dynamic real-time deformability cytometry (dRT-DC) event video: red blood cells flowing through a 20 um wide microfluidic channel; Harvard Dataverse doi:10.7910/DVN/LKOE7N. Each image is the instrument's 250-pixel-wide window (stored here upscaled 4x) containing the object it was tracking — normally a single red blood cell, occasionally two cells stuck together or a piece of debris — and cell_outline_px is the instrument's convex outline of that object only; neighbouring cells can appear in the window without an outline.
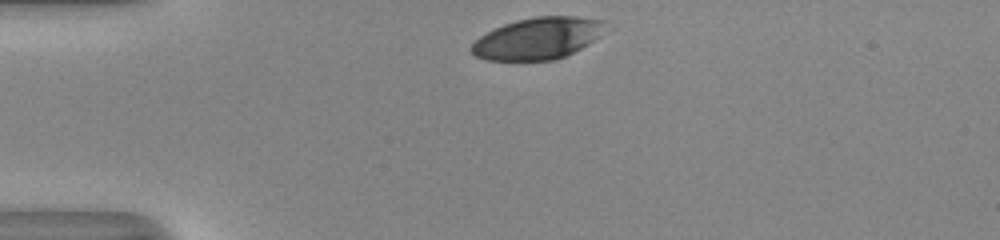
{"species": "human", "species_latin": "Homo sapiens", "temperature_condition": "room temperature", "stored_images_in_passage": 30, "camera_frame_rate_fps": 3000, "um_per_image_px": 0.085, "donor": {"sex": "male"}, "frame": {"image": 1, "passage_image": 1, "time_ms": 0.0, "image_size_px": [1000, 240], "cell_outline_px": [[604, 20], [596, 36], [588, 44], [556, 60], [484, 60], [476, 56], [468, 48], [480, 36], [504, 24], [516, 20], [536, 16], [576, 16]], "centroid_in_image_um": [45.62, 3.27], "position_along_channel_um": 39.4, "area_um2": 31.91}}
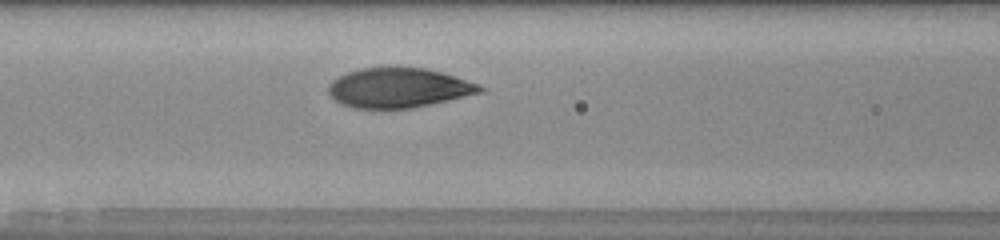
{"frame": {"image": 2, "passage_image": 11, "time_ms": 3.333, "image_size_px": [1000, 240], "cell_outline_px": [[484, 92], [432, 104], [412, 108], [356, 108], [340, 104], [328, 92], [328, 84], [332, 80], [348, 72], [360, 68], [392, 64], [396, 64], [424, 68], [444, 72], [476, 84], [484, 88]], "centroid_in_image_um": [33.86, 7.42], "position_along_channel_um": 132.7, "area_um2": 35.78}}
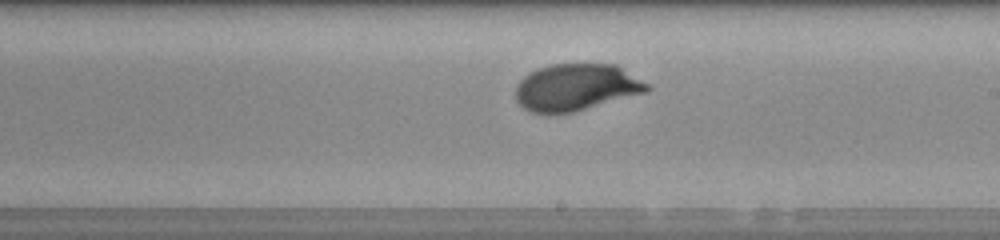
{"frame": {"image": 3, "passage_image": 19, "time_ms": 6.0, "image_size_px": [1000, 240], "cell_outline_px": [[652, 88], [648, 92], [572, 112], [532, 112], [524, 108], [516, 100], [516, 84], [528, 72], [552, 64], [616, 64], [648, 84]], "centroid_in_image_um": [48.99, 7.4], "position_along_channel_um": 240.0, "area_um2": 35.6}, "authors_computed_cell_mechanics": {"area_um2": 36.414, "velocity_mm_per_s": 4.0455, "shape_relaxation_time_tau1_ms": 3.0584, "shape_relaxation_time_tau2_ms": null, "deformation_change_tau1": 0.1656, "deformation_change_tau2": null}}